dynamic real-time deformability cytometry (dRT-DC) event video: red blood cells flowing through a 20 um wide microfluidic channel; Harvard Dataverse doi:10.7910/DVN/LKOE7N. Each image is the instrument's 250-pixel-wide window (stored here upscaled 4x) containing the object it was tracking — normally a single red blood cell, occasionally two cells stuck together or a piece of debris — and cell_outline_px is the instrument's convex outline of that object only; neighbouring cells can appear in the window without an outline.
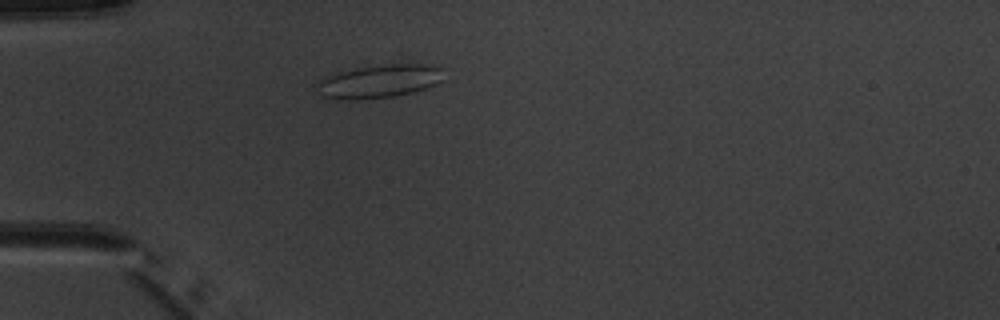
{"species": "common noctule bat (a hibernating species)", "species_latin": "Nyctalus noctula", "temperature_condition": "warm", "stored_images_in_passage": 1, "camera_frame_rate_fps": 3000, "um_per_image_px": 0.085, "animal": {"sex": "male", "body_mass_g": 20.1, "forearm_length_mm": 53.5}, "frame": {"image": 1, "passage_image": 1, "time_ms": 0.0, "image_size_px": [1000, 320], "cell_outline_px": [[444, 80], [428, 88], [412, 92], [392, 96], [360, 100], [336, 100], [324, 96], [316, 84], [320, 80], [328, 76], [340, 72], [356, 68], [384, 64], [420, 64], [440, 68]], "centroid_in_image_um": [32.25, 6.92], "position_along_channel_um": 52.8, "area_um2": 24.33}}